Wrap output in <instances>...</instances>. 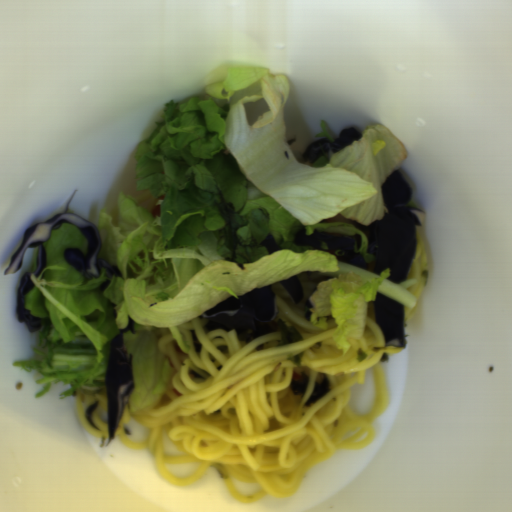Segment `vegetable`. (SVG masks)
Returning <instances> with one entry per match:
<instances>
[{
	"label": "vegetable",
	"mask_w": 512,
	"mask_h": 512,
	"mask_svg": "<svg viewBox=\"0 0 512 512\" xmlns=\"http://www.w3.org/2000/svg\"><path fill=\"white\" fill-rule=\"evenodd\" d=\"M205 94L168 101L152 133L134 152L140 195L121 192L115 209L100 210L99 256L123 277L101 270L88 279L65 261L64 251L86 254L88 239L63 223L43 244L46 268L24 308L41 320L39 355L11 367L38 371L41 398L54 384L70 388L60 397L106 389L111 342L133 320L135 333L123 334L132 356L133 390L128 411L157 403L172 391L175 368L159 350L155 328H169L177 345L190 348L180 329L225 298L238 299L302 272L321 280L311 296L310 325L328 329L334 317L335 347L346 354L347 339L362 338L368 304L376 292L407 308L416 305L407 289L417 279L396 284L390 269L376 275L369 239L353 222L368 227L389 212L381 185L404 163L405 146L389 128L368 126L357 141L325 153L314 163L300 161L286 139L283 109L288 78L269 69L221 65L203 79ZM378 139L386 146L373 155ZM161 216L153 218V206ZM307 228L336 236L360 234L354 252L362 269L335 254L299 247L293 233ZM272 234L282 250L267 254L261 243ZM106 279L104 292L97 291Z\"/></svg>",
	"instance_id": "add77e79"
},
{
	"label": "vegetable",
	"mask_w": 512,
	"mask_h": 512,
	"mask_svg": "<svg viewBox=\"0 0 512 512\" xmlns=\"http://www.w3.org/2000/svg\"><path fill=\"white\" fill-rule=\"evenodd\" d=\"M318 137H326L331 143H333L332 142V138H331V134L329 133V131L327 129L325 121H322L321 131H320L319 134H317L316 138H318Z\"/></svg>",
	"instance_id": "ea0f7189"
}]
</instances>
